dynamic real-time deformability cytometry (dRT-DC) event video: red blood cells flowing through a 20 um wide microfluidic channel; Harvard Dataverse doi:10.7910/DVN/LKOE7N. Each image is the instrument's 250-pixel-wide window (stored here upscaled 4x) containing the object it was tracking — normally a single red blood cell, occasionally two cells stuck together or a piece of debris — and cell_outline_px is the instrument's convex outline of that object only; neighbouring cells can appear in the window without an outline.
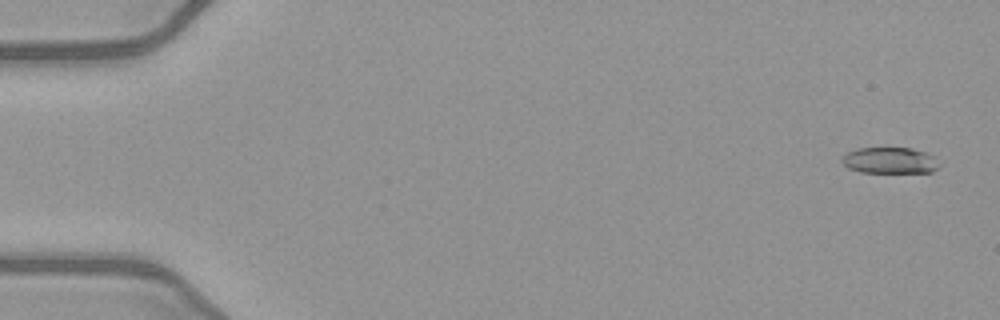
{"species": "common noctule bat (a hibernating species)", "species_latin": "Nyctalus noctula", "temperature_condition": "warm", "stored_images_in_passage": 51, "camera_frame_rate_fps": 3000, "um_per_image_px": 0.085, "animal": {"sex": "female", "body_mass_g": 21.9}, "frame": {"image": 1, "passage_image": 2, "time_ms": 0.333, "image_size_px": [1000, 320], "cell_outline_px": [[936, 168], [932, 172], [860, 172], [848, 168], [840, 160], [848, 152], [856, 148], [912, 148], [924, 152], [932, 156]], "centroid_in_image_um": [75.54, 13.63], "position_along_channel_um": 9.5, "area_um2": 14.45}}
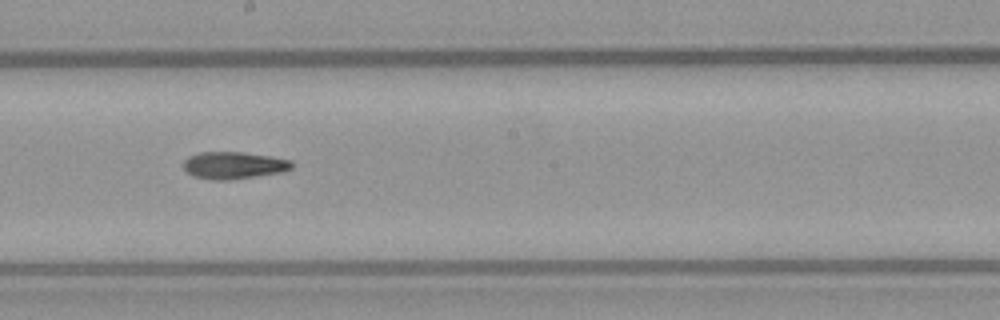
{"frame": {"image": 2, "passage_image": 29, "time_ms": 9.333, "image_size_px": [1000, 320], "cell_outline_px": [[292, 168], [284, 172], [228, 180], [208, 180], [192, 176], [184, 168], [184, 160], [188, 156], [200, 152], [244, 152], [272, 156], [292, 160]], "centroid_in_image_um": [19.87, 14.05], "position_along_channel_um": 228.3, "area_um2": 17.34}}
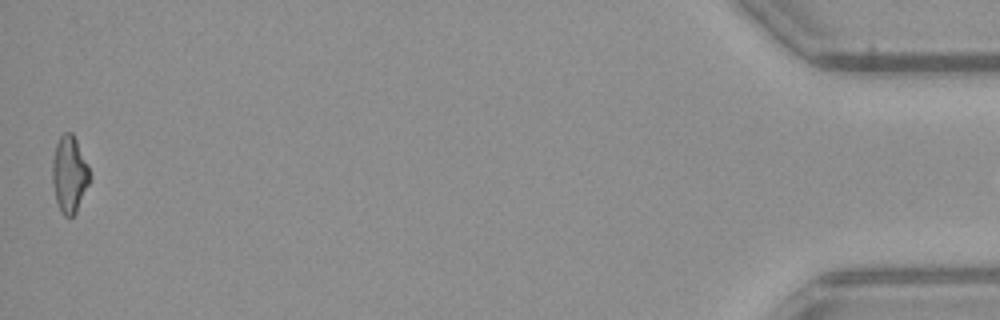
{"frame": {"image": 3, "passage_image": 51, "time_ms": 16.667, "image_size_px": [1000, 320], "cell_outline_px": [[92, 176], [76, 212], [72, 216], [64, 216], [56, 200], [52, 184], [52, 160], [56, 144], [60, 136], [64, 132], [72, 132], [88, 164]], "centroid_in_image_um": [5.9, 14.79], "position_along_channel_um": 429.3, "area_um2": 16.7}, "authors_computed_cell_mechanics": {"area_um2": 16.8198, "velocity_mm_per_s": 4.0667, "shape_relaxation_time_tau1_ms": null, "shape_relaxation_time_tau2_ms": 4.4287, "deformation_change_tau1": null, "deformation_change_tau2": 0.1385}}